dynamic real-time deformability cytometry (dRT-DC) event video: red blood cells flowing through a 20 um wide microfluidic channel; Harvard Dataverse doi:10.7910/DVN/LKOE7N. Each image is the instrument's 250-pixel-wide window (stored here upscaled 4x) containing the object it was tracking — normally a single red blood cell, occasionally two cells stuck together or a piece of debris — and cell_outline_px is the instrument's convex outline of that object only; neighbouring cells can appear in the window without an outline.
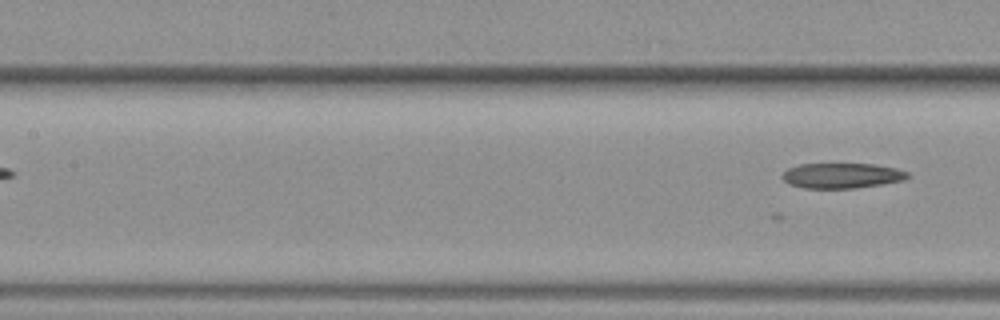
{"species": "common noctule bat (a hibernating species)", "species_latin": "Nyctalus noctula", "temperature_condition": "warm", "stored_images_in_passage": 8, "segment_of_instrument_passage": [2, 2], "camera_frame_rate_fps": 3000, "um_per_image_px": 0.085, "animal": {"sex": "female", "body_mass_g": 19.3, "forearm_length_mm": 54.1}, "frame": {"image": 1, "passage_image": 8, "time_ms": 10.0, "image_size_px": [1000, 320], "cell_outline_px": [[908, 176], [904, 180], [880, 184], [852, 188], [804, 188], [788, 184], [780, 176], [788, 168], [800, 164], [872, 164], [896, 168], [908, 172]], "centroid_in_image_um": [71.51, 14.92], "position_along_channel_um": 135.9, "area_um2": 18.26}}